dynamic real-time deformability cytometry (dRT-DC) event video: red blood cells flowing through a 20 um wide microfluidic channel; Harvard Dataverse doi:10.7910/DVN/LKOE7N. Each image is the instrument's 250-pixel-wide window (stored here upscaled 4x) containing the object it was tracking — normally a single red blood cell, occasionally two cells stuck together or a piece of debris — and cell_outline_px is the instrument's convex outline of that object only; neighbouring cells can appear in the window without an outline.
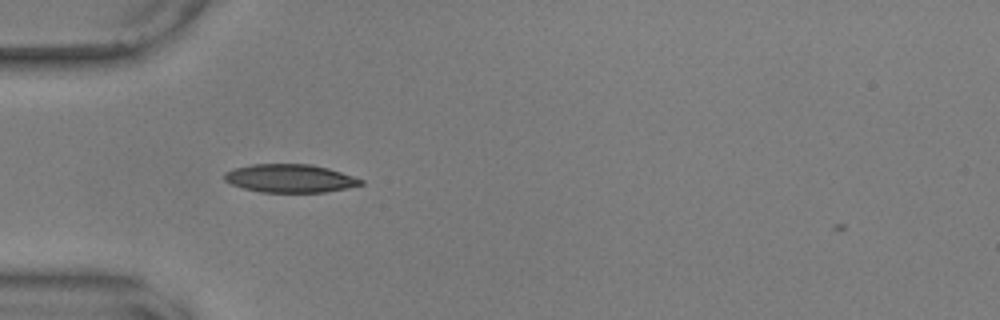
{"species": "common noctule bat (a hibernating species)", "species_latin": "Nyctalus noctula", "temperature_condition": "warm", "stored_images_in_passage": 9, "camera_frame_rate_fps": 3000, "um_per_image_px": 0.085, "animal": {"sex": "male", "body_mass_g": 17.9, "forearm_length_mm": 54.2}, "frame": {"image": 1, "passage_image": 5, "time_ms": 1.333, "image_size_px": [1000, 320], "cell_outline_px": [[364, 184], [348, 188], [324, 192], [260, 192], [244, 188], [232, 184], [224, 180], [224, 172], [232, 168], [252, 164], [312, 164], [328, 168], [364, 180]], "centroid_in_image_um": [24.64, 15.15], "position_along_channel_um": 60.4, "area_um2": 22.48}}